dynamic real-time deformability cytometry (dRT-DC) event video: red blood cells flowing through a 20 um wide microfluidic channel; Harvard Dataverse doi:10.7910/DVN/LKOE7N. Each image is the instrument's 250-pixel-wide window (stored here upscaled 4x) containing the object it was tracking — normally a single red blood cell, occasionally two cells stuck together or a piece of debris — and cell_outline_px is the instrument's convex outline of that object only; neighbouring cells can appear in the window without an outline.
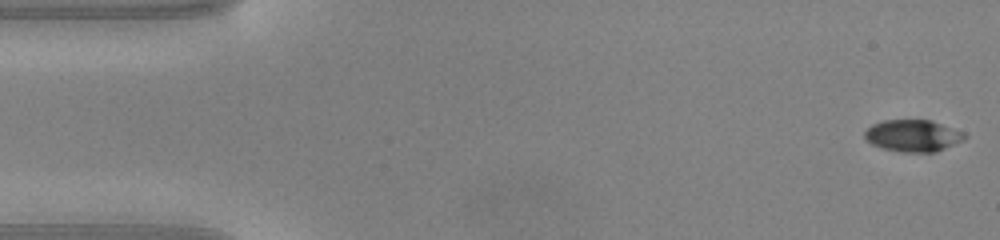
{"species": "common noctule bat (a hibernating species)", "species_latin": "Nyctalus noctula", "temperature_condition": "warm", "stored_images_in_passage": 48, "camera_frame_rate_fps": 3000, "um_per_image_px": 0.085, "animal": {"sex": "male", "body_mass_g": 20.0, "forearm_length_mm": 53.3}, "frame": {"image": 1, "passage_image": 1, "time_ms": 0.0, "image_size_px": [1000, 240], "cell_outline_px": [[968, 136], [964, 140], [936, 152], [904, 152], [880, 148], [872, 144], [864, 136], [864, 132], [872, 124], [884, 120], [932, 120], [964, 132]], "centroid_in_image_um": [77.62, 11.53], "position_along_channel_um": 7.4, "area_um2": 18.61}}
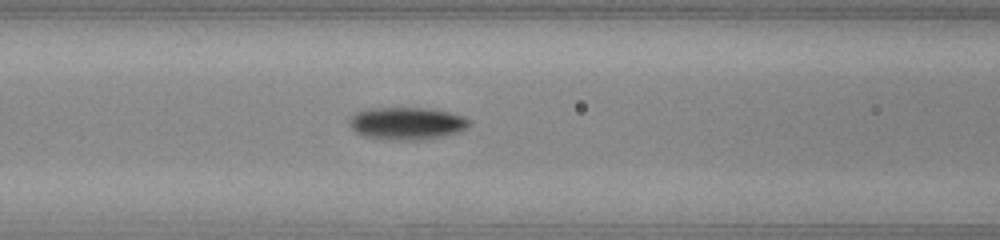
{"frame": {"image": 2, "passage_image": 19, "time_ms": 6.0, "image_size_px": [1000, 240], "cell_outline_px": [[472, 124], [468, 128], [456, 132], [436, 136], [408, 140], [404, 140], [364, 136], [356, 132], [348, 124], [348, 120], [356, 112], [364, 108], [432, 108], [452, 112], [464, 116], [472, 120]], "centroid_in_image_um": [34.59, 10.44], "position_along_channel_um": 132.0, "area_um2": 22.54}}
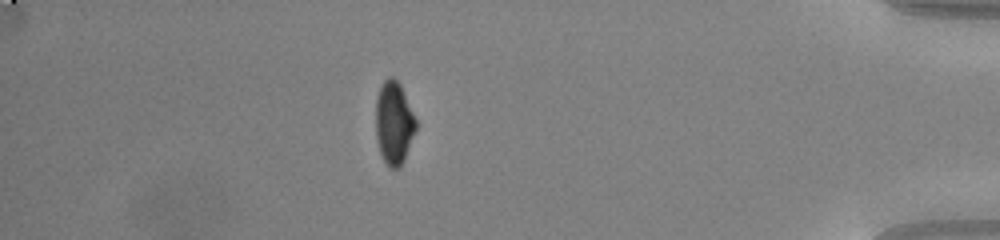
{"frame": {"image": 3, "passage_image": 42, "time_ms": 13.667, "image_size_px": [1000, 240], "cell_outline_px": [[416, 128], [404, 160], [400, 168], [392, 168], [384, 160], [380, 152], [376, 140], [376, 96], [380, 84], [388, 76], [392, 76], [400, 84], [416, 120]], "centroid_in_image_um": [33.46, 10.42], "position_along_channel_um": 401.7, "area_um2": 19.31}, "authors_computed_cell_mechanics": {"area_um2": 20.2878, "velocity_mm_per_s": 4.1654, "shape_relaxation_time_tau1_ms": 2.1539, "shape_relaxation_time_tau2_ms": null, "deformation_change_tau1": 0.1767, "deformation_change_tau2": null}}